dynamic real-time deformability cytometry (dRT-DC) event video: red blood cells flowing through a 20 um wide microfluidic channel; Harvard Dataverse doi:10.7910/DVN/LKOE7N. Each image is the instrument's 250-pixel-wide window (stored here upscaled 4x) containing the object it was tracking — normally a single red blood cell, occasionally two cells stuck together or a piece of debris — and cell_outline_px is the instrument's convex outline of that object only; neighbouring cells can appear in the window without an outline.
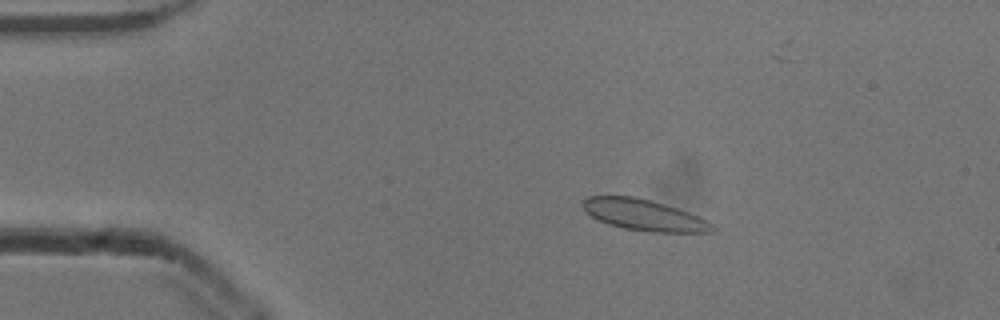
{"species": "common noctule bat (a hibernating species)", "species_latin": "Nyctalus noctula", "temperature_condition": "cold", "stored_images_in_passage": 53, "camera_frame_rate_fps": 3000, "um_per_image_px": 0.085, "animal": {"sex": "male", "body_mass_g": 13.3}, "frame": {"image": 1, "passage_image": 10, "time_ms": 3.0, "image_size_px": [1000, 320], "cell_outline_px": [[716, 232], [652, 232], [624, 228], [608, 224], [596, 220], [584, 212], [580, 204], [588, 196], [636, 196], [664, 204], [688, 212], [708, 220], [716, 228]], "centroid_in_image_um": [54.7, 18.27], "position_along_channel_um": 30.3, "area_um2": 23.7}}
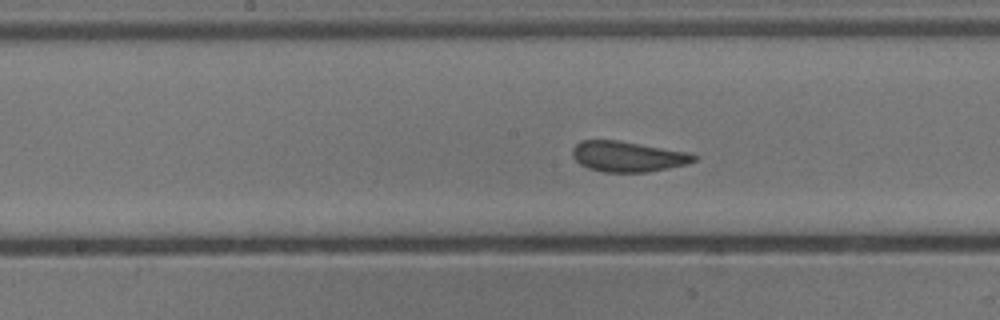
{"frame": {"image": 2, "passage_image": 27, "time_ms": 8.667, "image_size_px": [1000, 320], "cell_outline_px": [[700, 156], [696, 160], [688, 164], [648, 172], [604, 172], [588, 168], [580, 164], [572, 156], [572, 148], [580, 140], [616, 140], [692, 152]], "centroid_in_image_um": [53.41, 13.3], "position_along_channel_um": 194.8, "area_um2": 21.85}}
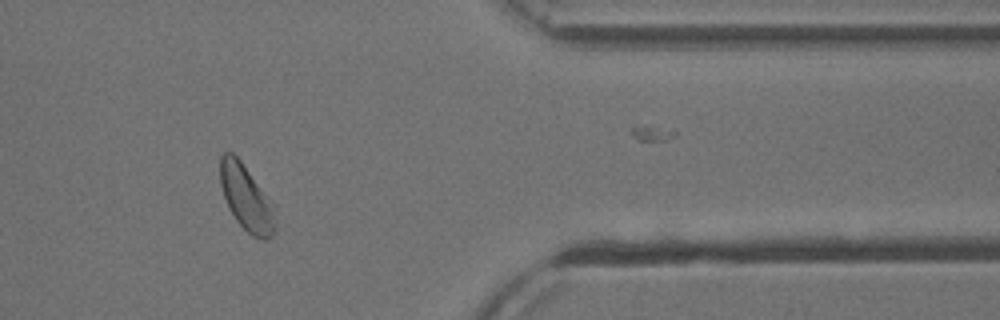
{"frame": {"image": 3, "passage_image": 44, "time_ms": 14.333, "image_size_px": [1000, 320], "cell_outline_px": [[276, 232], [268, 240], [264, 240], [252, 236], [236, 220], [228, 208], [220, 184], [220, 156], [224, 152], [232, 152], [240, 160], [276, 204]], "centroid_in_image_um": [21.0, 16.85], "position_along_channel_um": 390.4, "area_um2": 21.68}}